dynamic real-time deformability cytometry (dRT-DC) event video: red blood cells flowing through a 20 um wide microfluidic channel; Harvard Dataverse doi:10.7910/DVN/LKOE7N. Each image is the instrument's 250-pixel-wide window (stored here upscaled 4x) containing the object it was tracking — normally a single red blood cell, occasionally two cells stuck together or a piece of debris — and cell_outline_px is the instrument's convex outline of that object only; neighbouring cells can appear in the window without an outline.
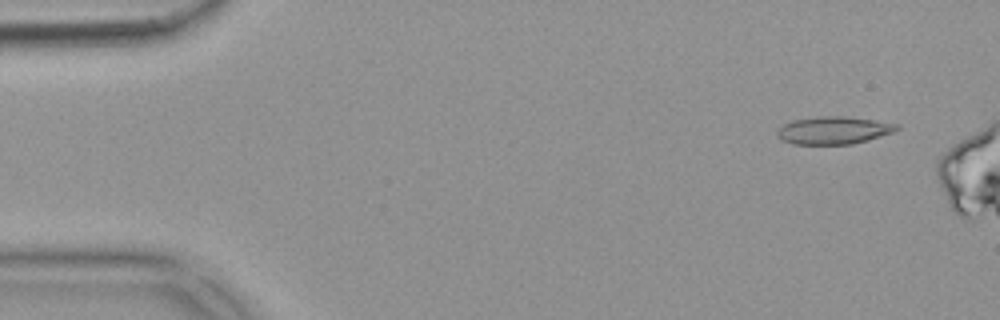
{"species": "common noctule bat (a hibernating species)", "species_latin": "Nyctalus noctula", "temperature_condition": "warm", "stored_images_in_passage": 54, "camera_frame_rate_fps": 3000, "um_per_image_px": 0.085, "animal": {"sex": "female", "body_mass_g": 18.4}, "frame": {"image": 1, "passage_image": 4, "time_ms": 1.0, "image_size_px": [1000, 320], "cell_outline_px": [[900, 128], [892, 132], [868, 140], [852, 144], [792, 144], [780, 140], [776, 136], [776, 132], [784, 124], [792, 120], [820, 116], [844, 116], [876, 120], [900, 124]], "centroid_in_image_um": [70.85, 11.07], "position_along_channel_um": 14.2, "area_um2": 19.36}}
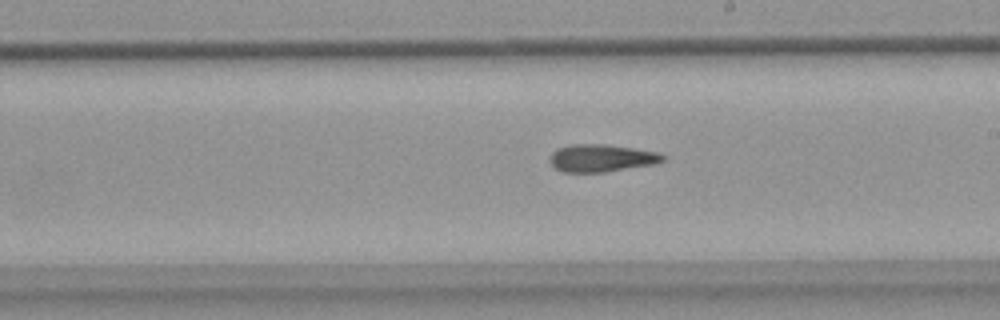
{"frame": {"image": 2, "passage_image": 30, "time_ms": 9.667, "image_size_px": [1000, 320], "cell_outline_px": [[664, 160], [656, 164], [604, 172], [560, 172], [552, 168], [548, 160], [552, 152], [556, 148], [568, 144], [604, 144], [660, 152], [664, 156]], "centroid_in_image_um": [51.06, 13.44], "position_along_channel_um": 237.9, "area_um2": 18.44}}
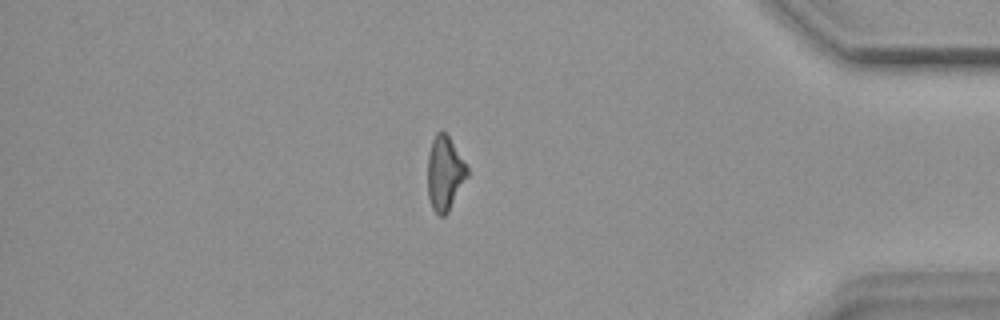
{"frame": {"image": 3, "passage_image": 45, "time_ms": 14.667, "image_size_px": [1000, 320], "cell_outline_px": [[468, 176], [448, 212], [444, 216], [440, 216], [432, 208], [428, 196], [428, 152], [432, 140], [436, 132], [444, 132], [448, 136], [468, 168]], "centroid_in_image_um": [37.79, 14.74], "position_along_channel_um": 397.4, "area_um2": 16.94}, "authors_computed_cell_mechanics": {"area_um2": 18.4382, "velocity_mm_per_s": 3.8643, "shape_relaxation_time_tau1_ms": null, "shape_relaxation_time_tau2_ms": 6.6382, "deformation_change_tau1": null, "deformation_change_tau2": 0.1733}}